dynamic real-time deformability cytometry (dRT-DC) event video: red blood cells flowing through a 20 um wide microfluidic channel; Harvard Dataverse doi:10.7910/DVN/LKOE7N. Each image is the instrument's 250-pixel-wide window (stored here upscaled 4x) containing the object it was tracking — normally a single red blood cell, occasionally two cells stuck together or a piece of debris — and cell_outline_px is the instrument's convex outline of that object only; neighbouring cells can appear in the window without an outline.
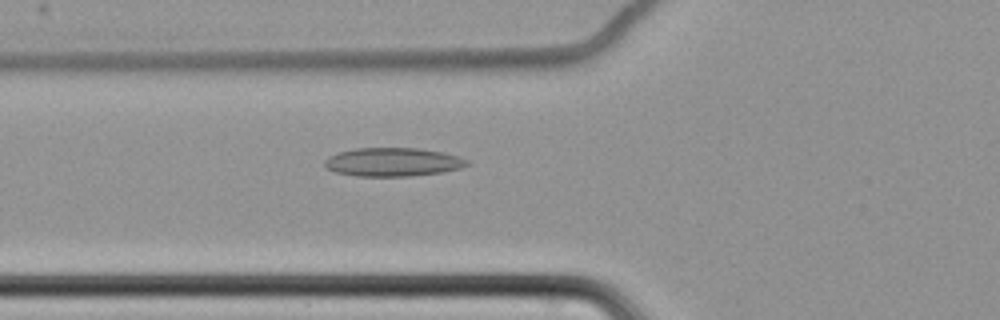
{"species": "common noctule bat (a hibernating species)", "species_latin": "Nyctalus noctula", "temperature_condition": "cold", "stored_images_in_passage": 60, "camera_frame_rate_fps": 3000, "um_per_image_px": 0.085, "animal": {"sex": "female", "body_mass_g": 22.7, "forearm_length_mm": 54.2}, "frame": {"image": 1, "passage_image": 24, "time_ms": 7.667, "image_size_px": [1000, 320], "cell_outline_px": [[472, 164], [460, 168], [440, 172], [412, 176], [356, 176], [336, 172], [324, 168], [324, 160], [328, 156], [340, 152], [356, 148], [420, 148], [444, 152], [468, 160]], "centroid_in_image_um": [33.38, 13.77], "position_along_channel_um": 92.4, "area_um2": 23.81}}
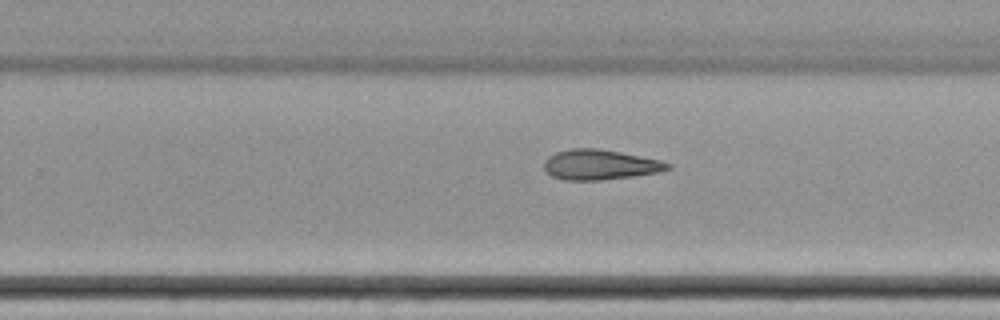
{"frame": {"image": 2, "passage_image": 40, "time_ms": 13.0, "image_size_px": [1000, 320], "cell_outline_px": [[672, 168], [656, 172], [632, 176], [600, 180], [564, 180], [552, 176], [544, 168], [544, 160], [548, 156], [556, 152], [572, 148], [596, 148], [620, 152], [660, 160], [672, 164]], "centroid_in_image_um": [50.98, 13.99], "position_along_channel_um": 278.8, "area_um2": 21.56}}
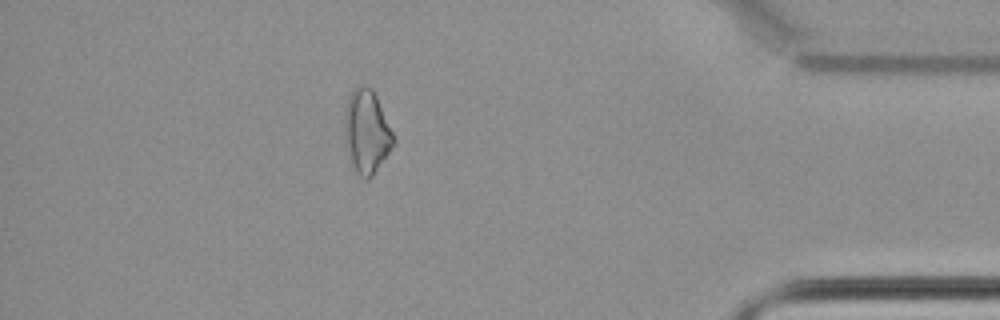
{"frame": {"image": 3, "passage_image": 54, "time_ms": 17.667, "image_size_px": [1000, 320], "cell_outline_px": [[396, 144], [372, 176], [368, 180], [364, 180], [356, 172], [344, 148], [344, 108], [348, 96], [352, 88], [356, 84], [364, 84], [372, 88], [376, 96], [396, 140]], "centroid_in_image_um": [31.13, 11.18], "position_along_channel_um": 404.1, "area_um2": 24.51}}